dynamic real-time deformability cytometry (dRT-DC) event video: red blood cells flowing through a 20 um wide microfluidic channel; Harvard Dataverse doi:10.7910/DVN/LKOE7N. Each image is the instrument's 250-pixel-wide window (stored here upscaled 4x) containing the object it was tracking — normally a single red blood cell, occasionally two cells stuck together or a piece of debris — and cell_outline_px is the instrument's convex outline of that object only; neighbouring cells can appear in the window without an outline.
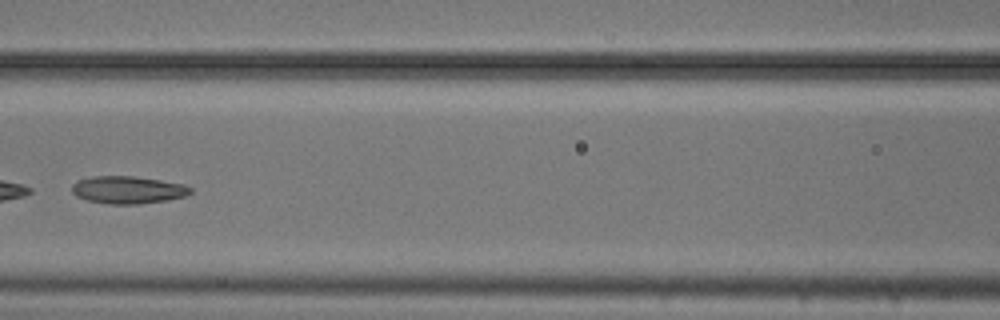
{"species": "common noctule bat (a hibernating species)", "species_latin": "Nyctalus noctula", "temperature_condition": "cold", "stored_images_in_passage": 7, "camera_frame_rate_fps": 3000, "um_per_image_px": 0.085, "animal": {"sex": "male", "body_mass_g": 20.5, "forearm_length_mm": 52.5}, "frame": {"image": 1, "passage_image": 7, "time_ms": 2.0, "image_size_px": [1000, 320], "cell_outline_px": [[192, 192], [184, 196], [168, 200], [136, 204], [108, 204], [88, 200], [76, 196], [72, 192], [72, 184], [76, 180], [92, 176], [132, 176], [160, 180], [184, 184], [192, 188]], "centroid_in_image_um": [10.85, 16.13], "position_along_channel_um": 155.7, "area_um2": 19.02}}